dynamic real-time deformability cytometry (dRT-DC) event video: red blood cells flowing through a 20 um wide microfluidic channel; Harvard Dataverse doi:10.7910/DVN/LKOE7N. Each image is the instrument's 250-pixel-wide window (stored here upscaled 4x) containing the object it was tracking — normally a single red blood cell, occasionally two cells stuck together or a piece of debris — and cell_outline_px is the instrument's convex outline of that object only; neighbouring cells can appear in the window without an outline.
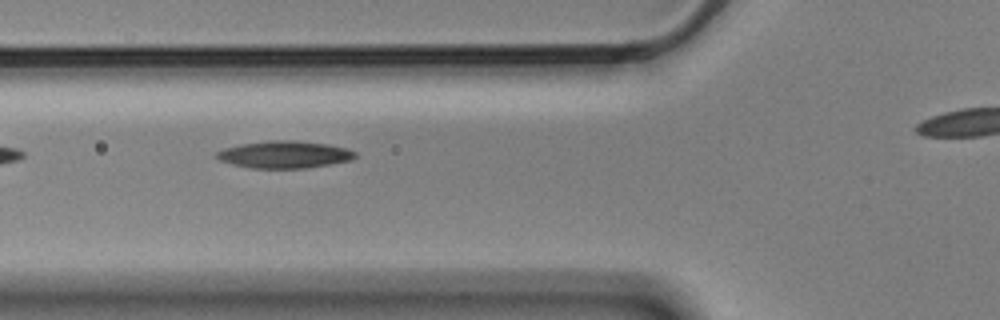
{"species": "Egyptian fruit bat (a non-hibernating species)", "species_latin": "Rousettus aegyptiacus", "temperature_condition": "cold", "stored_images_in_passage": 7, "segment_of_instrument_passage": [1, 2], "camera_frame_rate_fps": 3000, "um_per_image_px": 0.085, "animal": {"sex": "male"}, "frame": {"image": 1, "passage_image": 3, "time_ms": 0.667, "image_size_px": [1000, 320], "cell_outline_px": [[356, 156], [352, 160], [332, 164], [308, 168], [252, 168], [232, 164], [220, 160], [216, 156], [216, 152], [224, 148], [240, 144], [272, 140], [292, 140], [328, 144], [348, 148], [356, 152]], "centroid_in_image_um": [24.21, 13.13], "position_along_channel_um": 101.6, "area_um2": 22.02}}
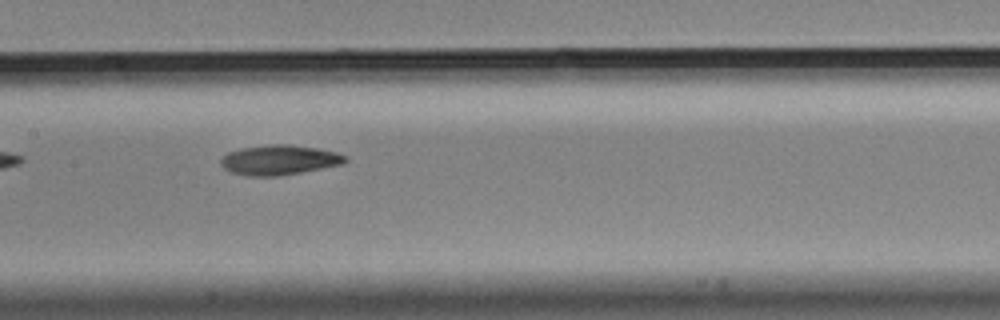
{"frame": {"image": 2, "passage_image": 5, "time_ms": 1.333, "image_size_px": [1000, 320], "cell_outline_px": [[348, 160], [344, 164], [300, 172], [276, 176], [248, 176], [232, 172], [224, 168], [220, 164], [220, 160], [228, 152], [240, 148], [272, 144], [288, 144], [316, 148], [336, 152], [348, 156]], "centroid_in_image_um": [23.75, 13.59], "position_along_channel_um": 183.6, "area_um2": 21.62}}
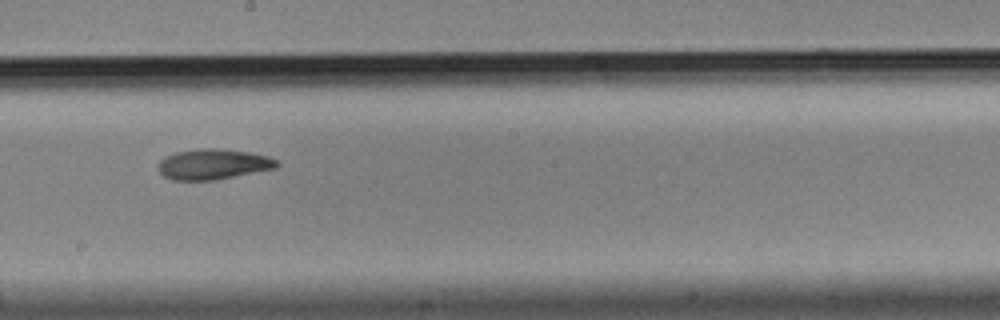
{"frame": {"image": 3, "passage_image": 6, "time_ms": 1.667, "image_size_px": [1000, 320], "cell_outline_px": [[280, 164], [276, 168], [216, 180], [172, 180], [164, 176], [160, 172], [156, 164], [164, 156], [176, 152], [200, 148], [220, 148], [248, 152], [268, 156], [276, 160]], "centroid_in_image_um": [18.09, 13.95], "position_along_channel_um": 230.1, "area_um2": 21.21}}